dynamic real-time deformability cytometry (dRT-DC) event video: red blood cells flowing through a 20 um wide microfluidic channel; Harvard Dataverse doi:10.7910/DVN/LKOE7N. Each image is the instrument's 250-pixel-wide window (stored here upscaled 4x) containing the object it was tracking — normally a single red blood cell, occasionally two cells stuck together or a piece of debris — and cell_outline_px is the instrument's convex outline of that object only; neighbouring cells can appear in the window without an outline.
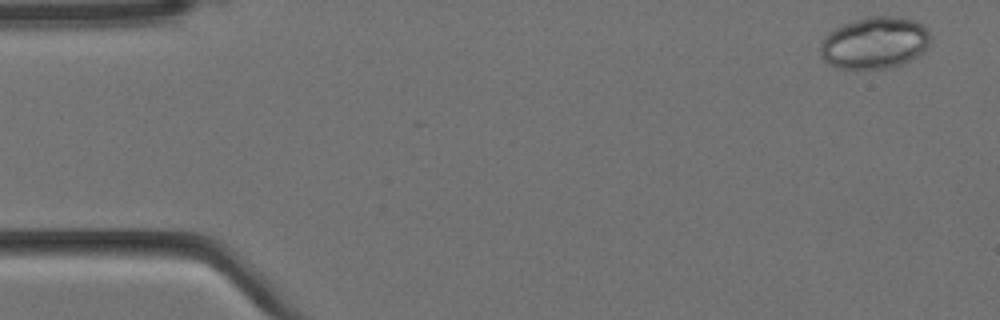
{"species": "Egyptian fruit bat (a non-hibernating species)", "species_latin": "Rousettus aegyptiacus", "temperature_condition": "cold", "stored_images_in_passage": 5, "camera_frame_rate_fps": 3000, "um_per_image_px": 0.085, "animal": {"sex": "female"}, "frame": {"image": 1, "passage_image": 1, "time_ms": 0.0, "image_size_px": [1000, 320], "cell_outline_px": [[932, 36], [924, 52], [900, 64], [888, 68], [840, 68], [828, 64], [820, 56], [820, 44], [824, 36], [828, 32], [840, 24], [868, 16], [900, 16], [916, 20], [924, 24], [928, 28]], "centroid_in_image_um": [74.35, 3.6], "position_along_channel_um": 10.7, "area_um2": 33.76}}